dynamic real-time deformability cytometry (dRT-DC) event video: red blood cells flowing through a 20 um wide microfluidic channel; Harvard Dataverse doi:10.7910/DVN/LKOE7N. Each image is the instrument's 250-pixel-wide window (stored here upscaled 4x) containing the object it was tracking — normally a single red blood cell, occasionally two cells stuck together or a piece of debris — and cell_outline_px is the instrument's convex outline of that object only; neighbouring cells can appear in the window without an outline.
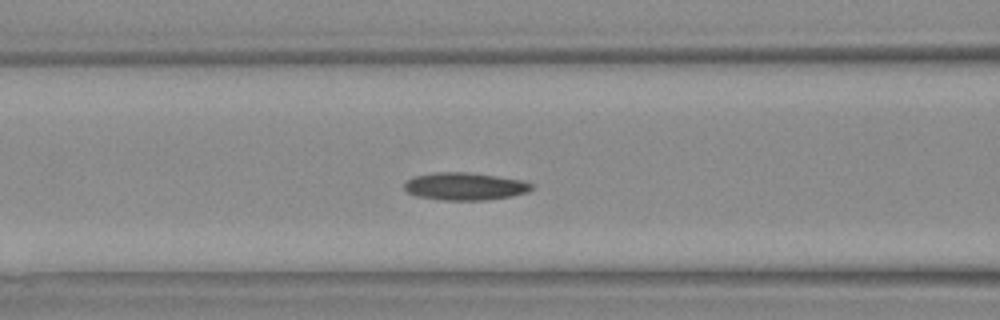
{"species": "Egyptian fruit bat (a non-hibernating species)", "species_latin": "Rousettus aegyptiacus", "temperature_condition": "warm", "stored_images_in_passage": 24, "camera_frame_rate_fps": 3000, "um_per_image_px": 0.085, "animal": {"sex": "female"}, "frame": {"image": 1, "passage_image": 8, "time_ms": 2.333, "image_size_px": [1000, 320], "cell_outline_px": [[532, 188], [528, 192], [508, 196], [484, 200], [444, 200], [416, 196], [408, 192], [404, 188], [404, 180], [412, 176], [432, 172], [468, 172], [524, 180], [532, 184]], "centroid_in_image_um": [39.45, 15.82], "position_along_channel_um": 127.1, "area_um2": 20.52}}